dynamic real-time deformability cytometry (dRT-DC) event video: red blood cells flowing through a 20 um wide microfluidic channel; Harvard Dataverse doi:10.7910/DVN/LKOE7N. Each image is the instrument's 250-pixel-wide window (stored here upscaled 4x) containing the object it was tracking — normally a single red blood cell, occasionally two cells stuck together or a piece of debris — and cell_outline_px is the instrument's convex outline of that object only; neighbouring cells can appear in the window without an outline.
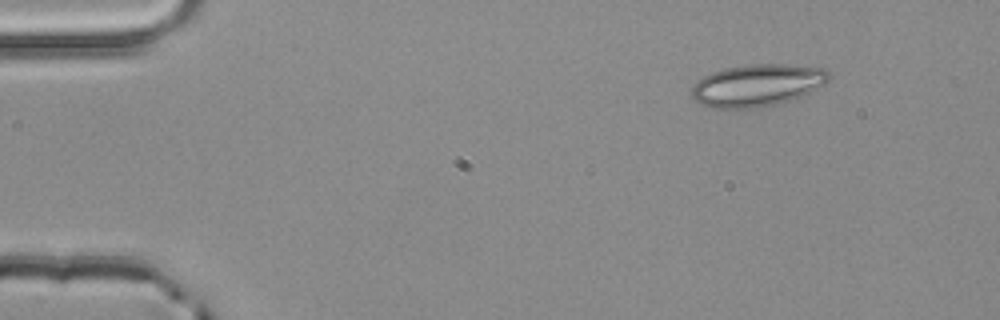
{"species": "common noctule bat (a hibernating species)", "species_latin": "Nyctalus noctula", "temperature_condition": "room temperature", "stored_images_in_passage": 3, "camera_frame_rate_fps": 3000, "um_per_image_px": 0.085, "animal": {"sex": "male", "body_mass_g": 20.4}, "frame": {"image": 1, "passage_image": 3, "time_ms": 0.667, "image_size_px": [1000, 320], "cell_outline_px": [[832, 76], [824, 84], [792, 100], [780, 104], [756, 108], [712, 108], [700, 104], [692, 96], [692, 88], [696, 80], [712, 72], [724, 68], [748, 64], [788, 64], [824, 68]], "centroid_in_image_um": [64.36, 7.24], "position_along_channel_um": 20.6, "area_um2": 33.87}}